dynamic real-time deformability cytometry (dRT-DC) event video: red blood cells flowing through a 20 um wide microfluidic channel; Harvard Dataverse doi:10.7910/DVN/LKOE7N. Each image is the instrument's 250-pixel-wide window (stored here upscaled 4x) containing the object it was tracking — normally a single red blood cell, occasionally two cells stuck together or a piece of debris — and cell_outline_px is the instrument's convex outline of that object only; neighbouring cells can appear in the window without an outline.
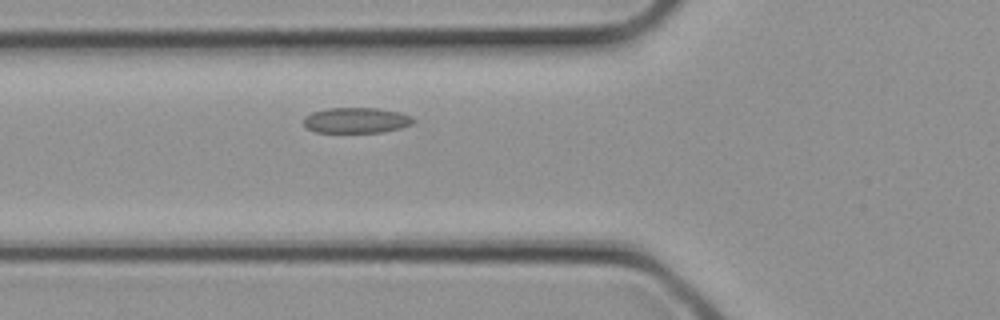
{"species": "common noctule bat (a hibernating species)", "species_latin": "Nyctalus noctula", "temperature_condition": "cold", "stored_images_in_passage": 21, "segment_of_instrument_passage": [1, 2], "camera_frame_rate_fps": 3000, "um_per_image_px": 0.085, "animal": {"sex": "female", "body_mass_g": 21.9}, "frame": {"image": 1, "passage_image": 3, "time_ms": 0.667, "image_size_px": [1000, 320], "cell_outline_px": [[416, 120], [412, 124], [400, 128], [380, 132], [316, 132], [308, 128], [304, 124], [304, 116], [312, 112], [328, 108], [380, 108], [400, 112]], "centroid_in_image_um": [30.28, 10.22], "position_along_channel_um": 95.5, "area_um2": 16.24}}
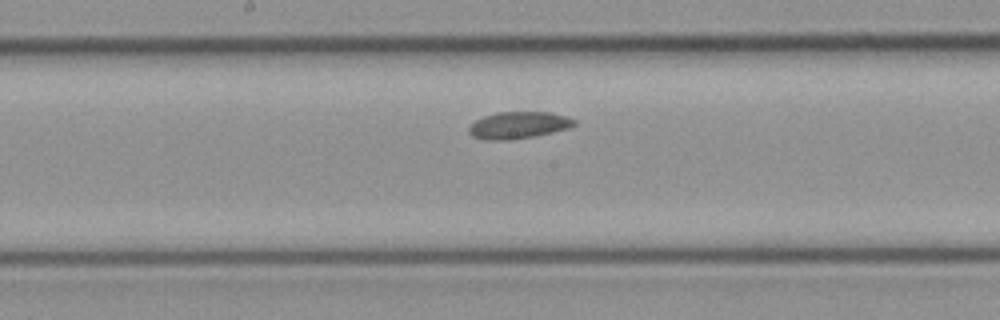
{"frame": {"image": 2, "passage_image": 8, "time_ms": 2.333, "image_size_px": [1000, 320], "cell_outline_px": [[576, 124], [568, 128], [552, 132], [532, 136], [508, 140], [484, 140], [472, 136], [468, 132], [468, 128], [476, 120], [484, 116], [496, 112], [548, 112], [568, 116], [576, 120]], "centroid_in_image_um": [44.06, 10.63], "position_along_channel_um": 204.1, "area_um2": 16.47}}
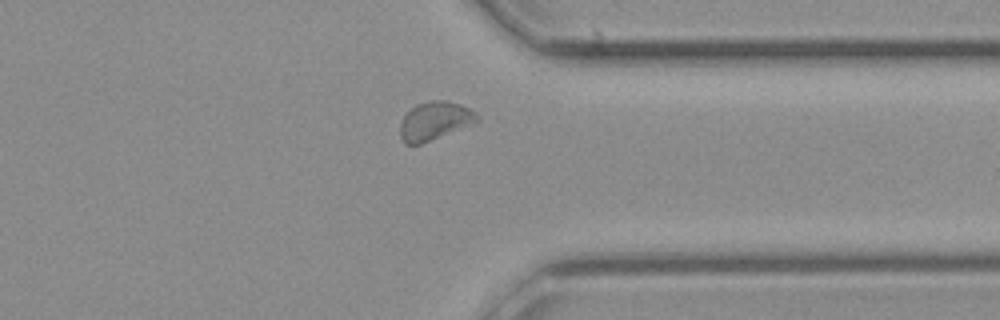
{"frame": {"image": 3, "passage_image": 16, "time_ms": 5.0, "image_size_px": [1000, 320], "cell_outline_px": [[480, 120], [476, 124], [420, 144], [404, 144], [400, 136], [400, 124], [404, 116], [416, 104], [428, 100], [448, 100], [460, 104], [476, 112], [480, 116]], "centroid_in_image_um": [37.0, 10.27], "position_along_channel_um": 374.4, "area_um2": 17.51}}